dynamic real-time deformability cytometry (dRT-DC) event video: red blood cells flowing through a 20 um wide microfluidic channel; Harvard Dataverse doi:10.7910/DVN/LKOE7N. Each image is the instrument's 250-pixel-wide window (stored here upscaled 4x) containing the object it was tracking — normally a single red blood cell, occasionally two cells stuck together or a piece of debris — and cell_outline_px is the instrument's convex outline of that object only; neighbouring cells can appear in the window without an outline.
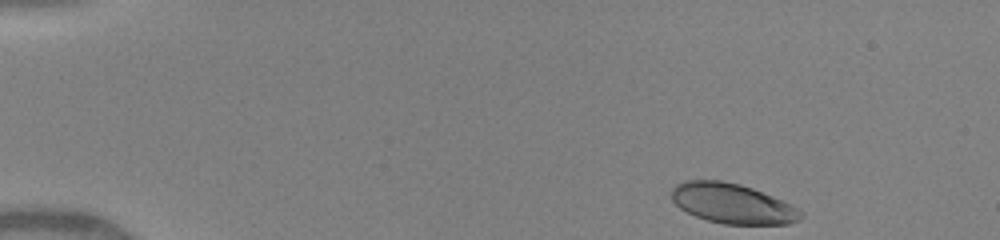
{"species": "human", "species_latin": "Homo sapiens", "temperature_condition": "warm", "stored_images_in_passage": 13, "camera_frame_rate_fps": 3000, "um_per_image_px": 0.085, "donor": {"sex": "female"}, "frame": {"image": 1, "passage_image": 1, "time_ms": 0.0, "image_size_px": [1000, 240], "cell_outline_px": [[804, 216], [800, 220], [788, 224], [724, 224], [708, 220], [696, 216], [680, 208], [672, 200], [672, 188], [676, 184], [684, 180], [720, 180], [740, 184], [752, 188], [792, 204], [804, 212]], "centroid_in_image_um": [62.28, 17.3], "position_along_channel_um": 22.7, "area_um2": 30.17}}
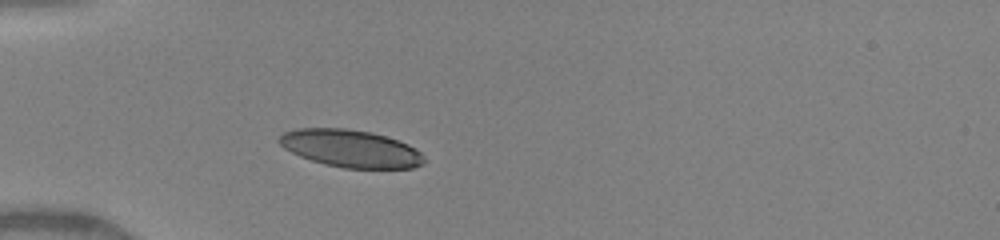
{"frame": {"image": 2, "passage_image": 11, "time_ms": 3.0, "image_size_px": [1000, 240], "cell_outline_px": [[428, 160], [424, 164], [412, 168], [344, 168], [324, 164], [300, 156], [284, 148], [276, 140], [284, 132], [296, 128], [344, 128], [372, 132], [408, 144], [420, 152]], "centroid_in_image_um": [29.81, 12.62], "position_along_channel_um": 55.2, "area_um2": 31.67}}